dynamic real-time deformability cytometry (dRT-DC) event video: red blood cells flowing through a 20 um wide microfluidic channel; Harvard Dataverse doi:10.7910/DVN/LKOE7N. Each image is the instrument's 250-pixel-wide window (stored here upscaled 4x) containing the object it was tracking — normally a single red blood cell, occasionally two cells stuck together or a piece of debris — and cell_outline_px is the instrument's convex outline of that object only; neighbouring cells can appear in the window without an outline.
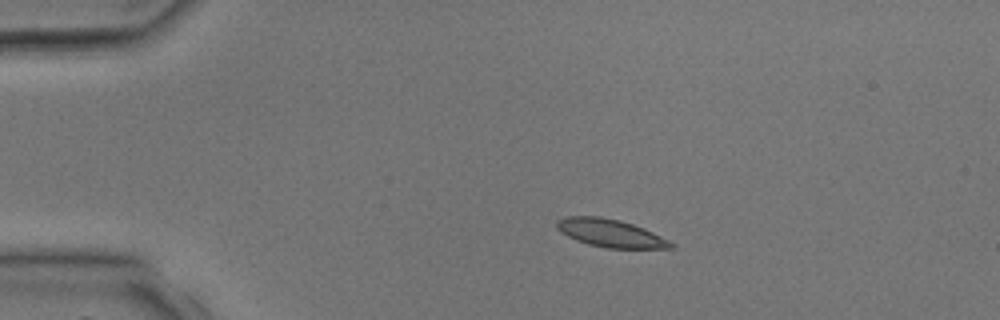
{"species": "common noctule bat (a hibernating species)", "species_latin": "Nyctalus noctula", "temperature_condition": "room temperature", "stored_images_in_passage": 3, "camera_frame_rate_fps": 3000, "um_per_image_px": 0.085, "animal": {"sex": "male", "body_mass_g": 17.9, "forearm_length_mm": 54.2}, "frame": {"image": 1, "passage_image": 2, "time_ms": 1.0, "image_size_px": [1000, 320], "cell_outline_px": [[676, 244], [672, 248], [608, 248], [588, 244], [576, 240], [560, 232], [556, 228], [556, 220], [564, 216], [600, 216], [620, 220], [644, 228]], "centroid_in_image_um": [51.85, 19.8], "position_along_channel_um": 33.2, "area_um2": 18.55}}